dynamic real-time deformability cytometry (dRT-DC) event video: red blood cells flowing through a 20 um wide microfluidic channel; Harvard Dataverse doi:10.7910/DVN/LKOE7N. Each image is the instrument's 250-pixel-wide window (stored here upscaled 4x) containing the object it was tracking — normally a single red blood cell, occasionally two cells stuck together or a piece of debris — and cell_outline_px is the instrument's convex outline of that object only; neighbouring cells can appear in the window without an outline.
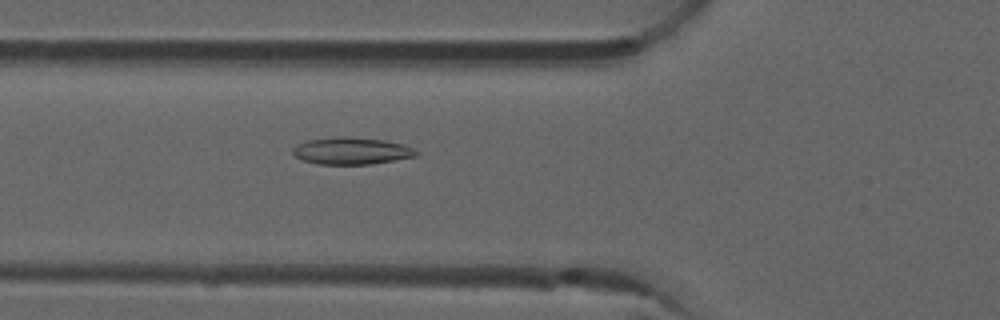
{"species": "common noctule bat (a hibernating species)", "species_latin": "Nyctalus noctula", "temperature_condition": "room temperature", "stored_images_in_passage": 6, "camera_frame_rate_fps": 3000, "um_per_image_px": 0.085, "animal": {"sex": "male", "forearm_length_mm": 52.5}, "frame": {"image": 1, "passage_image": 3, "time_ms": 0.667, "image_size_px": [1000, 320], "cell_outline_px": [[420, 152], [416, 156], [368, 164], [316, 164], [304, 160], [296, 156], [292, 152], [292, 148], [296, 144], [304, 140], [340, 136], [344, 136], [384, 140], [404, 144]], "centroid_in_image_um": [29.84, 12.81], "position_along_channel_um": 96.0, "area_um2": 19.42}}
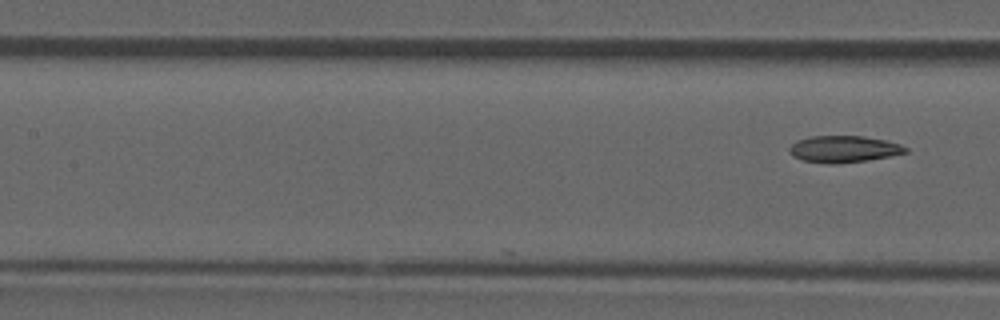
{"frame": {"image": 2, "passage_image": 6, "time_ms": 1.667, "image_size_px": [1000, 320], "cell_outline_px": [[908, 152], [892, 156], [868, 160], [836, 164], [828, 164], [804, 160], [788, 152], [788, 148], [796, 140], [808, 136], [864, 136], [884, 140], [900, 144], [908, 148]], "centroid_in_image_um": [71.73, 12.67], "position_along_channel_um": 135.7, "area_um2": 18.15}}